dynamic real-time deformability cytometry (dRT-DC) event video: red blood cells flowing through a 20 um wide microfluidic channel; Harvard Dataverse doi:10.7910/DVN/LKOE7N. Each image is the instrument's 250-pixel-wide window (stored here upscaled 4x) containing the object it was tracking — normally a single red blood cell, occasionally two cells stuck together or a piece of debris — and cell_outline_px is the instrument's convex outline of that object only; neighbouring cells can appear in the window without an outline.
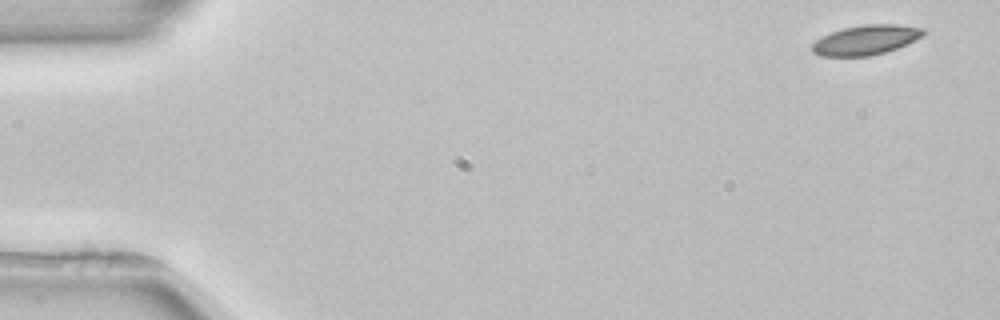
{"species": "common noctule bat (a hibernating species)", "species_latin": "Nyctalus noctula", "temperature_condition": "room temperature", "stored_images_in_passage": 3, "camera_frame_rate_fps": 3000, "um_per_image_px": 0.085, "animal": {"sex": "female", "body_mass_g": 22.7, "forearm_length_mm": 54.2}, "frame": {"image": 1, "passage_image": 1, "time_ms": 0.0, "image_size_px": [1000, 320], "cell_outline_px": [[924, 36], [908, 44], [884, 52], [868, 56], [820, 56], [812, 52], [812, 44], [816, 40], [832, 32], [844, 28], [864, 24], [896, 24], [924, 28]], "centroid_in_image_um": [73.62, 3.39], "position_along_channel_um": 11.4, "area_um2": 19.19}}